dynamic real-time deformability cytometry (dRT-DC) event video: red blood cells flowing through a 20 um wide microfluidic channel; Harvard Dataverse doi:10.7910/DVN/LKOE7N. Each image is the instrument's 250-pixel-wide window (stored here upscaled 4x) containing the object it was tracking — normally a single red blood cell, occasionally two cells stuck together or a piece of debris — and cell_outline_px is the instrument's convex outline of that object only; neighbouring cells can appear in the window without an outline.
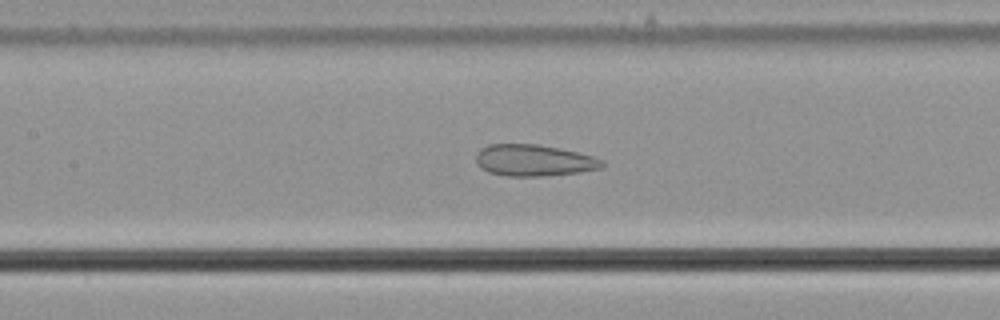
{"species": "common noctule bat (a hibernating species)", "species_latin": "Nyctalus noctula", "temperature_condition": "cold", "stored_images_in_passage": 51, "camera_frame_rate_fps": 3000, "um_per_image_px": 0.085, "animal": {"sex": "male", "body_mass_g": 21.5, "forearm_length_mm": 52.0}, "frame": {"image": 1, "passage_image": 26, "time_ms": 8.333, "image_size_px": [1000, 320], "cell_outline_px": [[604, 164], [600, 168], [580, 172], [540, 176], [504, 176], [488, 172], [480, 168], [476, 164], [476, 152], [480, 148], [488, 144], [536, 144], [576, 152], [592, 156], [604, 160]], "centroid_in_image_um": [45.31, 13.63], "position_along_channel_um": 162.1, "area_um2": 23.18}}
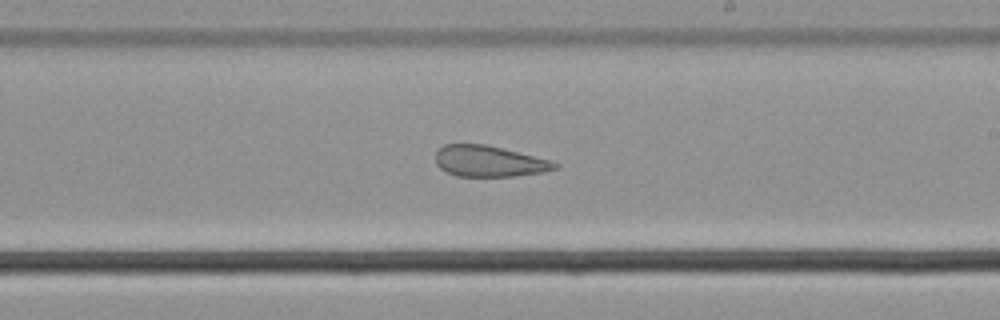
{"frame": {"image": 2, "passage_image": 33, "time_ms": 10.667, "image_size_px": [1000, 320], "cell_outline_px": [[560, 168], [544, 172], [516, 176], [456, 176], [440, 168], [436, 164], [436, 152], [444, 144], [484, 144], [552, 160], [560, 164]], "centroid_in_image_um": [41.62, 13.71], "position_along_channel_um": 247.4, "area_um2": 21.62}}
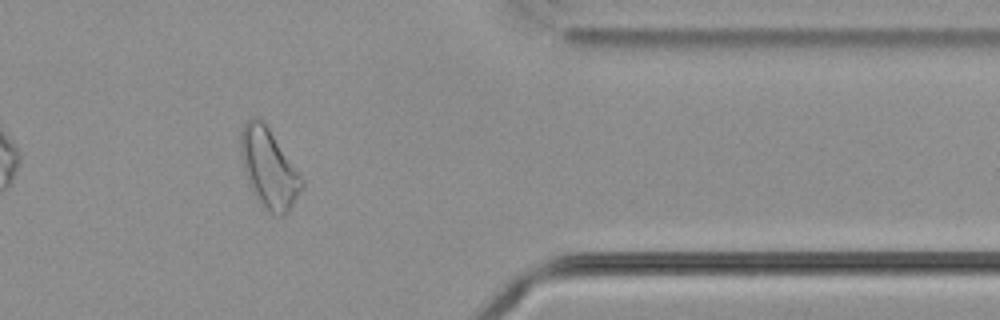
{"frame": {"image": 3, "passage_image": 46, "time_ms": 15.0, "image_size_px": [1000, 320], "cell_outline_px": [[304, 184], [288, 212], [284, 216], [272, 216], [252, 192], [248, 184], [244, 172], [240, 152], [240, 132], [244, 124], [252, 116], [256, 116], [268, 128], [304, 180]], "centroid_in_image_um": [22.83, 14.33], "position_along_channel_um": 388.6, "area_um2": 27.92}, "authors_computed_cell_mechanics": {"area_um2": 26.9348, "velocity_mm_per_s": 3.6734, "shape_relaxation_time_tau1_ms": null, "shape_relaxation_time_tau2_ms": 2.569, "deformation_change_tau1": null, "deformation_change_tau2": 0.1063}}